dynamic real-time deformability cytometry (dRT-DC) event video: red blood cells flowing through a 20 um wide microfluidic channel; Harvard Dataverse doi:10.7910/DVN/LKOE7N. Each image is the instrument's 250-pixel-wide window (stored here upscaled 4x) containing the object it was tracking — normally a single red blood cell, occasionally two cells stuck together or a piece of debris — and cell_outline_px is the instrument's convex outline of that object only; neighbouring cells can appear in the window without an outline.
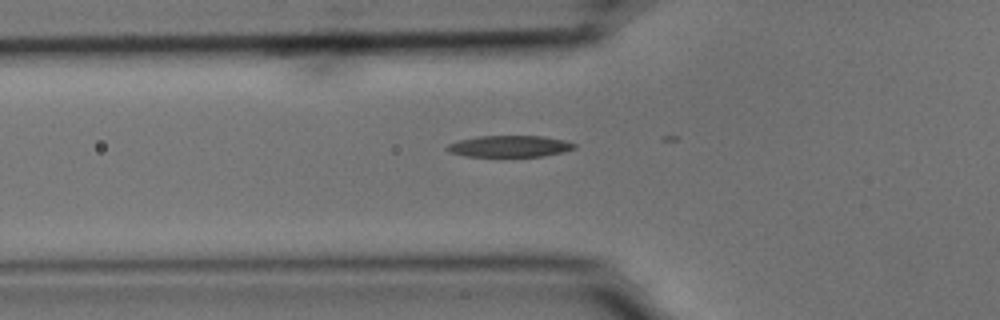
{"species": "common noctule bat (a hibernating species)", "species_latin": "Nyctalus noctula", "temperature_condition": "cold", "stored_images_in_passage": 5, "camera_frame_rate_fps": 3000, "um_per_image_px": 0.085, "animal": {"sex": "male", "body_mass_g": 15.6}, "frame": {"image": 1, "passage_image": 3, "time_ms": 0.667, "image_size_px": [1000, 320], "cell_outline_px": [[576, 148], [564, 152], [544, 156], [464, 156], [448, 152], [444, 148], [448, 144], [460, 140], [476, 136], [540, 136], [564, 140], [576, 144]], "centroid_in_image_um": [43.3, 12.43], "position_along_channel_um": 82.5, "area_um2": 15.95}}